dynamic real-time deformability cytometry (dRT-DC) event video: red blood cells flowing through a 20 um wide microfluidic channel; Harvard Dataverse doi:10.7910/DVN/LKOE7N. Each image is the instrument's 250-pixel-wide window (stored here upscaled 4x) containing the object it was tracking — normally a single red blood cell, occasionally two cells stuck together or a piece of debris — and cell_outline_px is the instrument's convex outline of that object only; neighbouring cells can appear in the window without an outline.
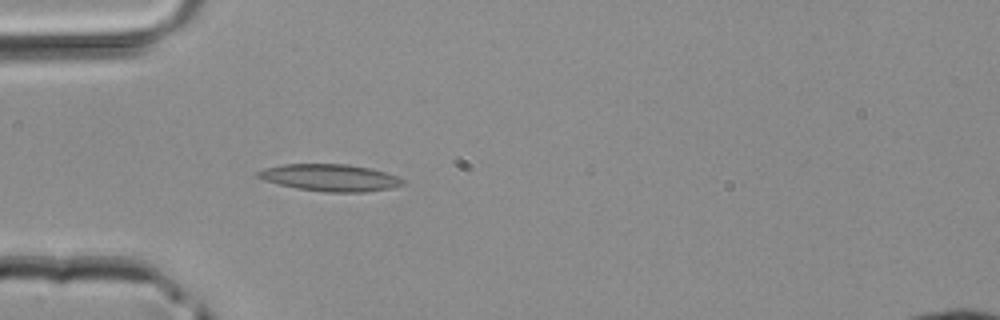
{"species": "common noctule bat (a hibernating species)", "species_latin": "Nyctalus noctula", "temperature_condition": "room temperature", "stored_images_in_passage": 2, "camera_frame_rate_fps": 3000, "um_per_image_px": 0.085, "animal": {"sex": "male", "body_mass_g": 20.4}, "frame": {"image": 1, "passage_image": 2, "time_ms": 0.333, "image_size_px": [1000, 320], "cell_outline_px": [[408, 184], [392, 188], [364, 192], [328, 192], [296, 188], [264, 180], [256, 176], [256, 172], [264, 168], [284, 164], [348, 164], [372, 168], [408, 180]], "centroid_in_image_um": [28.13, 15.1], "position_along_channel_um": 56.9, "area_um2": 22.95}}